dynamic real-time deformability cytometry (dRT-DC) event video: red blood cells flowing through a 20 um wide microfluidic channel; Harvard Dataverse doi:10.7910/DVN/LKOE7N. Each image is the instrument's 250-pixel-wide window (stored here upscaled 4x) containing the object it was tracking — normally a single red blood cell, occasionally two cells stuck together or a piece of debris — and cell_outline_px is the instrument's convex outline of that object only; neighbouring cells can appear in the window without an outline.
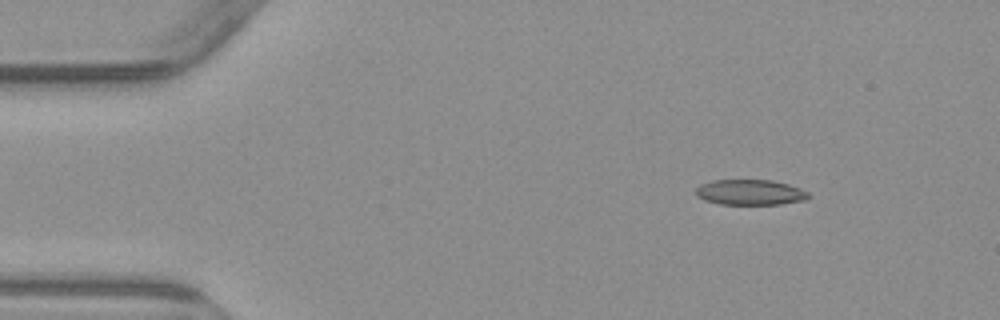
{"species": "common noctule bat (a hibernating species)", "species_latin": "Nyctalus noctula", "temperature_condition": "warm", "stored_images_in_passage": 5, "camera_frame_rate_fps": 3000, "um_per_image_px": 0.085, "animal": {"sex": "male", "body_mass_g": 23.1, "forearm_length_mm": 52.7}, "frame": {"image": 1, "passage_image": 2, "time_ms": 1.333, "image_size_px": [1000, 320], "cell_outline_px": [[812, 196], [808, 200], [780, 204], [720, 204], [704, 200], [696, 196], [696, 188], [700, 184], [712, 180], [772, 180], [788, 184], [800, 188], [808, 192]], "centroid_in_image_um": [63.79, 16.35], "position_along_channel_um": 21.2, "area_um2": 16.88}}
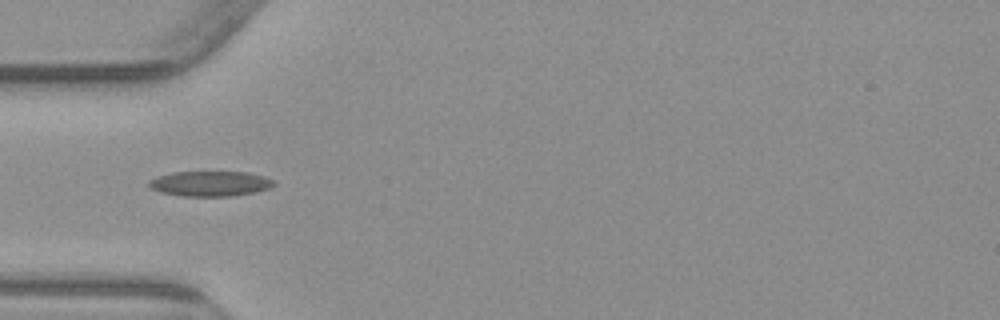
{"frame": {"image": 2, "passage_image": 5, "time_ms": 4.667, "image_size_px": [1000, 320], "cell_outline_px": [[276, 184], [268, 188], [252, 192], [232, 196], [184, 196], [160, 192], [152, 188], [148, 184], [148, 180], [156, 176], [172, 172], [248, 172], [264, 176], [272, 180]], "centroid_in_image_um": [17.83, 15.6], "position_along_channel_um": 67.2, "area_um2": 18.21}}